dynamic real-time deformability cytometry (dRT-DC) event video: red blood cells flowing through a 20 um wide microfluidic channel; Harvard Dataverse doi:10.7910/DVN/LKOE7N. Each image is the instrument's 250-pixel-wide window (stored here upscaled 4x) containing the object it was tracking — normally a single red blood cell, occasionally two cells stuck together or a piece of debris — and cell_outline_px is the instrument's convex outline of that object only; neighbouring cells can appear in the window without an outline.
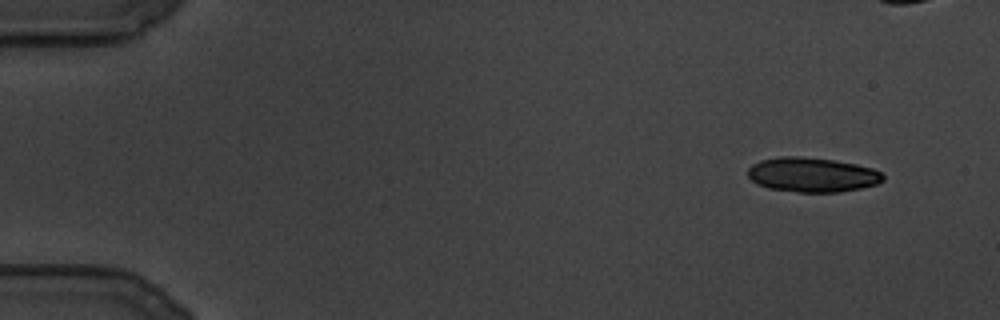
{"species": "common noctule bat (a hibernating species)", "species_latin": "Nyctalus noctula", "temperature_condition": "cold", "stored_images_in_passage": 31, "camera_frame_rate_fps": 3000, "um_per_image_px": 0.085, "animal": {"sex": "male", "body_mass_g": 19.5, "forearm_length_mm": 54.6}, "frame": {"image": 1, "passage_image": 1, "time_ms": 0.0, "image_size_px": [1000, 320], "cell_outline_px": [[884, 180], [876, 184], [860, 188], [840, 192], [800, 192], [768, 188], [756, 184], [748, 176], [748, 168], [752, 164], [760, 160], [780, 156], [800, 156], [832, 160], [856, 164], [872, 168], [880, 172], [884, 176]], "centroid_in_image_um": [69.01, 14.85], "position_along_channel_um": 16.0, "area_um2": 27.22}}